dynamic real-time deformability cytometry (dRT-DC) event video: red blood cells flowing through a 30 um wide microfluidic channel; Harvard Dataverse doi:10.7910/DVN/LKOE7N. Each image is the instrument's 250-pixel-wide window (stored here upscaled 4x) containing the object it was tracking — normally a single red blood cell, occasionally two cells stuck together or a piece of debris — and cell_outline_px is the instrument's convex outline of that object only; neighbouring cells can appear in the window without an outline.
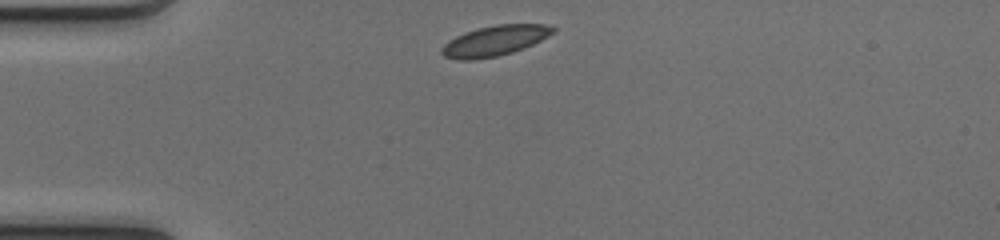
{"species": "common noctule bat (a hibernating species)", "species_latin": "Nyctalus noctula", "temperature_condition": "cold", "stored_images_in_passage": 39, "camera_frame_rate_fps": 3000, "um_per_image_px": 0.085, "animal": {"sex": "female", "body_mass_g": 17.0, "forearm_length_mm": 48.0}, "frame": {"image": 1, "passage_image": 1, "time_ms": 0.0, "image_size_px": [1000, 240], "cell_outline_px": [[556, 32], [532, 44], [512, 52], [496, 56], [472, 60], [460, 60], [444, 56], [440, 52], [440, 48], [448, 40], [464, 32], [476, 28], [496, 24], [544, 24], [556, 28]], "centroid_in_image_um": [42.02, 3.45], "position_along_channel_um": 43.0, "area_um2": 19.65}}
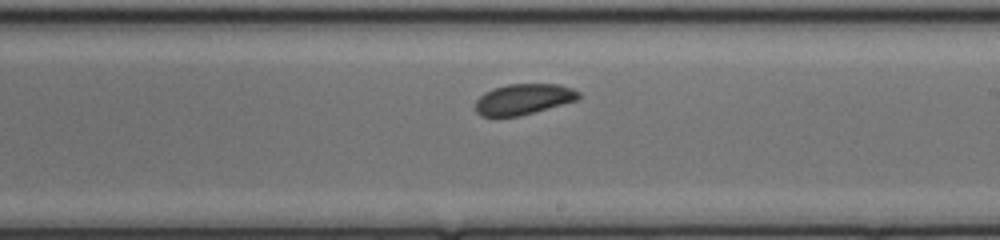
{"frame": {"image": 2, "passage_image": 18, "time_ms": 5.667, "image_size_px": [1000, 240], "cell_outline_px": [[580, 96], [576, 100], [520, 116], [480, 116], [476, 112], [476, 100], [484, 92], [492, 88], [508, 84], [560, 84], [572, 88], [580, 92]], "centroid_in_image_um": [44.48, 8.42], "position_along_channel_um": 244.5, "area_um2": 18.44}}
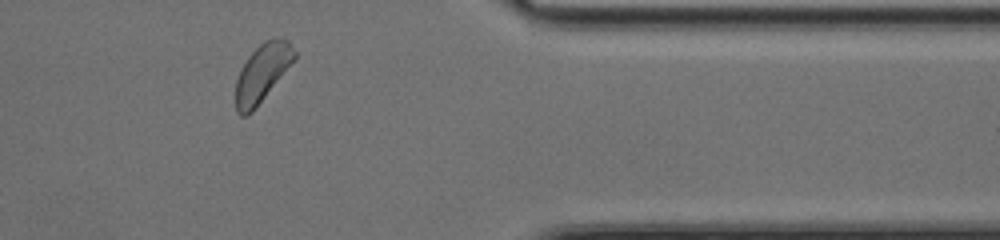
{"frame": {"image": 3, "passage_image": 30, "time_ms": 9.667, "image_size_px": [1000, 240], "cell_outline_px": [[296, 56], [256, 108], [252, 112], [244, 116], [240, 116], [236, 112], [236, 80], [248, 56], [264, 40], [276, 36], [288, 40], [296, 52]], "centroid_in_image_um": [22.27, 6.19], "position_along_channel_um": 389.1, "area_um2": 19.42}, "authors_computed_cell_mechanics": {"area_um2": 19.363, "velocity_mm_per_s": 4.0638, "shape_relaxation_time_tau1_ms": 2.6331, "shape_relaxation_time_tau2_ms": null, "deformation_change_tau1": 0.0535, "deformation_change_tau2": null}}